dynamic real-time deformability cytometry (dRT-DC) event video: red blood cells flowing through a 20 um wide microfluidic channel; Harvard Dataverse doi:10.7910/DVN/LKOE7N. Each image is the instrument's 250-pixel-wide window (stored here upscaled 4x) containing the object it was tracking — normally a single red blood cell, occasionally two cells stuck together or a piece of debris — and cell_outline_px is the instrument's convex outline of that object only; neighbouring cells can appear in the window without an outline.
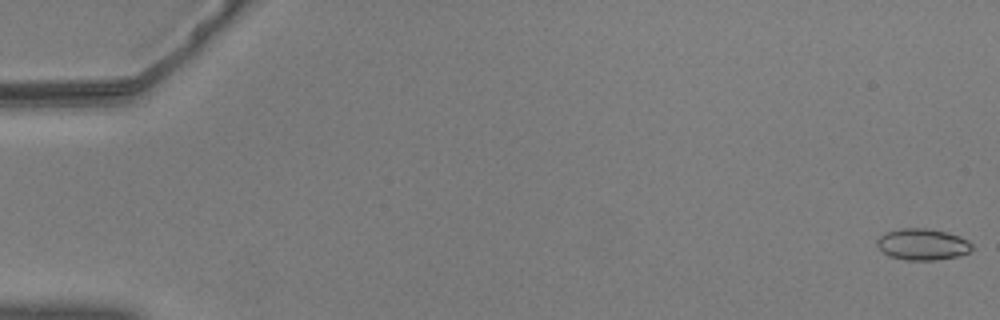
{"species": "common noctule bat (a hibernating species)", "species_latin": "Nyctalus noctula", "temperature_condition": "warm", "stored_images_in_passage": 57, "camera_frame_rate_fps": 3000, "um_per_image_px": 0.085, "animal": {"sex": "male", "body_mass_g": 20.5, "forearm_length_mm": 52.5}, "frame": {"image": 1, "passage_image": 1, "time_ms": 0.0, "image_size_px": [1000, 320], "cell_outline_px": [[972, 248], [968, 252], [960, 256], [936, 260], [908, 260], [888, 256], [876, 244], [876, 240], [884, 232], [900, 228], [928, 228], [960, 236], [968, 240], [972, 244]], "centroid_in_image_um": [78.4, 20.76], "position_along_channel_um": 6.6, "area_um2": 17.46}}
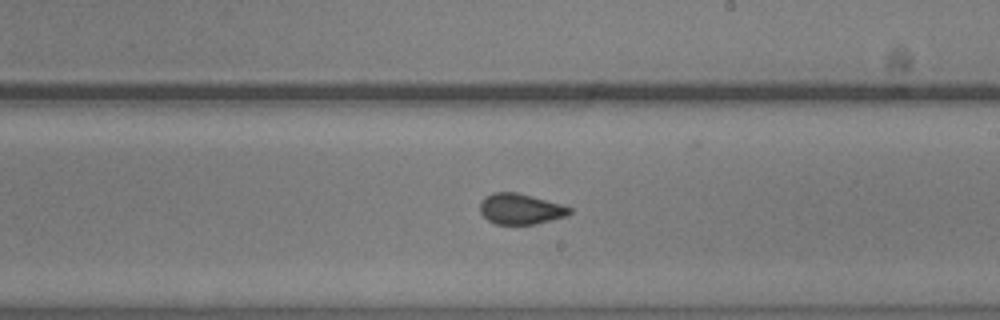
{"frame": {"image": 2, "passage_image": 34, "time_ms": 11.0, "image_size_px": [1000, 320], "cell_outline_px": [[572, 212], [564, 216], [532, 224], [492, 224], [480, 212], [480, 200], [484, 196], [492, 192], [516, 192], [560, 204], [572, 208]], "centroid_in_image_um": [44.17, 17.75], "position_along_channel_um": 244.8, "area_um2": 15.84}}
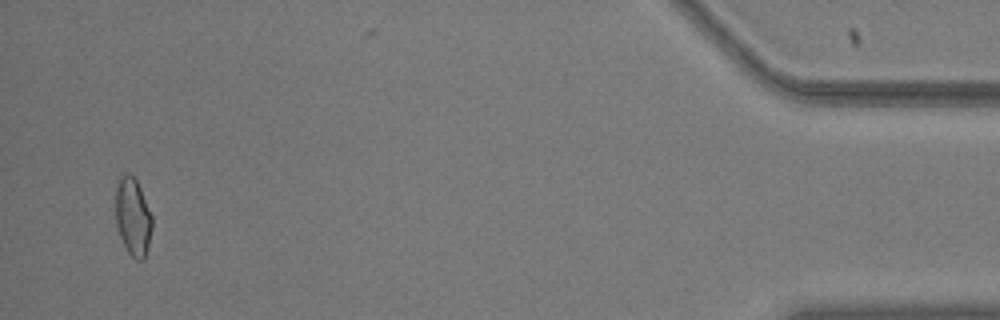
{"frame": {"image": 3, "passage_image": 55, "time_ms": 18.0, "image_size_px": [1000, 320], "cell_outline_px": [[152, 228], [144, 260], [136, 260], [128, 252], [120, 236], [116, 224], [116, 188], [120, 176], [128, 172], [136, 180], [140, 188], [152, 216]], "centroid_in_image_um": [11.29, 18.43], "position_along_channel_um": 423.9, "area_um2": 16.36}, "authors_computed_cell_mechanics": {"area_um2": 16.5886, "velocity_mm_per_s": 3.6667, "shape_relaxation_time_tau1_ms": null, "shape_relaxation_time_tau2_ms": 1.0115, "deformation_change_tau1": null, "deformation_change_tau2": 0.0505}}